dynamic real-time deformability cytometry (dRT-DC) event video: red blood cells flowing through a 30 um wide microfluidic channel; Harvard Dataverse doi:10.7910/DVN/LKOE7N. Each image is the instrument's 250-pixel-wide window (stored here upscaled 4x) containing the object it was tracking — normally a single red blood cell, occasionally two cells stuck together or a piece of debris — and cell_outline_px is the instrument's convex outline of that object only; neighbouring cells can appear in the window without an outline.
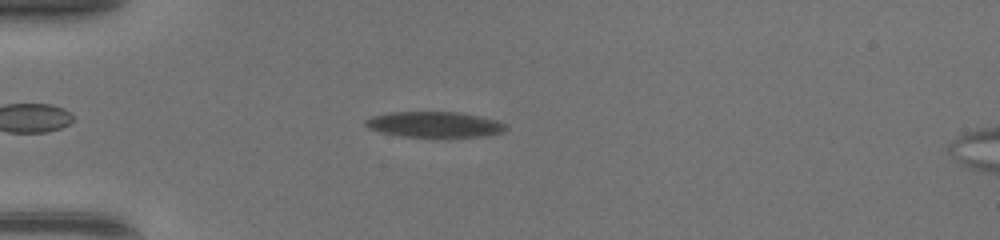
{"species": "common noctule bat (a hibernating species)", "species_latin": "Nyctalus noctula", "temperature_condition": "warm", "stored_images_in_passage": 43, "camera_frame_rate_fps": 3000, "um_per_image_px": 0.085, "animal": {"sex": "female", "body_mass_g": 17.0, "forearm_length_mm": 48.0}, "frame": {"image": 1, "passage_image": 8, "time_ms": 2.333, "image_size_px": [1000, 240], "cell_outline_px": [[508, 128], [504, 132], [480, 136], [404, 136], [384, 132], [368, 128], [364, 124], [364, 120], [372, 116], [388, 112], [456, 112], [476, 116], [492, 120], [504, 124]], "centroid_in_image_um": [36.87, 10.57], "position_along_channel_um": 48.1, "area_um2": 20.35}}
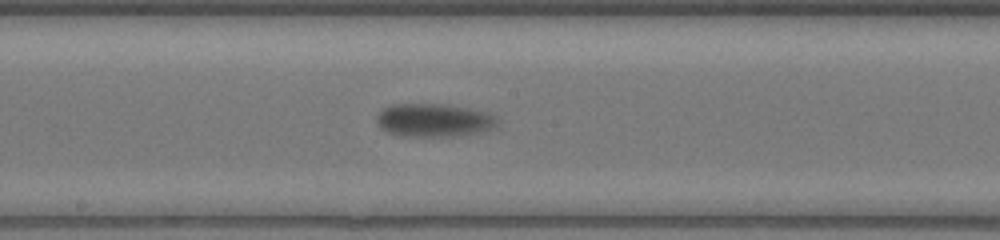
{"frame": {"image": 2, "passage_image": 21, "time_ms": 6.667, "image_size_px": [1000, 240], "cell_outline_px": [[496, 124], [492, 128], [476, 132], [456, 136], [400, 136], [388, 132], [380, 128], [376, 120], [380, 112], [384, 108], [392, 104], [432, 104], [464, 108], [480, 112], [492, 116], [496, 120]], "centroid_in_image_um": [36.76, 10.24], "position_along_channel_um": 211.4, "area_um2": 22.54}}
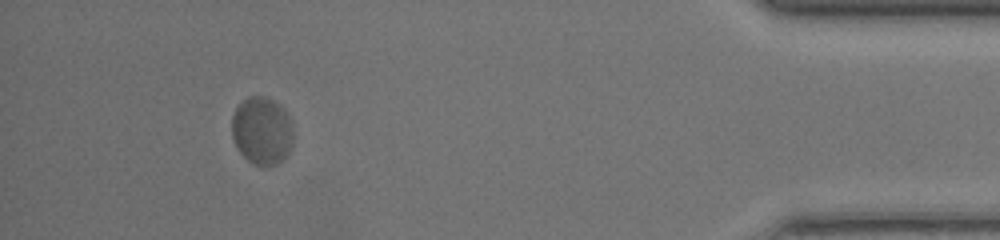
{"frame": {"image": 3, "passage_image": 39, "time_ms": 12.667, "image_size_px": [1000, 240], "cell_outline_px": [[292, 140], [288, 152], [276, 164], [264, 168], [252, 164], [236, 148], [232, 136], [232, 116], [236, 108], [248, 96], [264, 96], [272, 100], [288, 116]], "centroid_in_image_um": [22.2, 11.15], "position_along_channel_um": 413.0, "area_um2": 23.81}}